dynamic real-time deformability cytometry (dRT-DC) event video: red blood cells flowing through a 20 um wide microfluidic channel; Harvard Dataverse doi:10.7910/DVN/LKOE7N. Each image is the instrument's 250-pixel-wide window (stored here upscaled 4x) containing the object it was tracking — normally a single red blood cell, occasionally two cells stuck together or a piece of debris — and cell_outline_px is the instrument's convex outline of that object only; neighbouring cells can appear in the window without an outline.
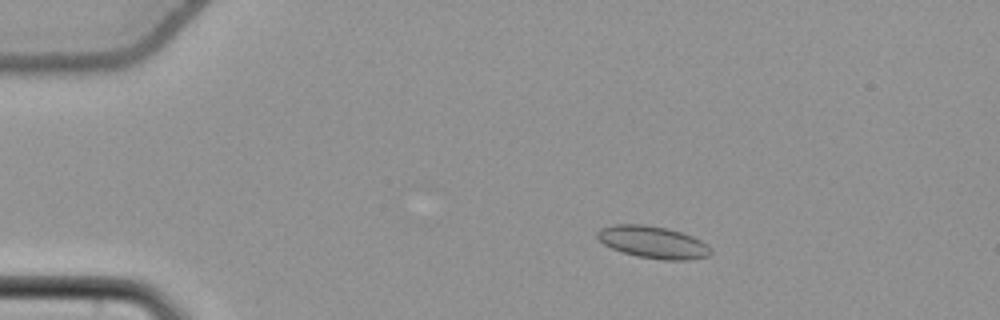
{"species": "common noctule bat (a hibernating species)", "species_latin": "Nyctalus noctula", "temperature_condition": "cold", "stored_images_in_passage": 46, "camera_frame_rate_fps": 3000, "um_per_image_px": 0.085, "animal": {"sex": "female", "body_mass_g": 22.7, "forearm_length_mm": 54.2}, "frame": {"image": 1, "passage_image": 1, "time_ms": 0.0, "image_size_px": [1000, 320], "cell_outline_px": [[712, 252], [708, 256], [688, 260], [664, 260], [636, 256], [612, 248], [604, 244], [596, 236], [596, 232], [600, 228], [612, 224], [644, 224], [668, 228], [692, 236], [708, 244], [712, 248]], "centroid_in_image_um": [55.51, 20.58], "position_along_channel_um": 29.5, "area_um2": 21.39}}
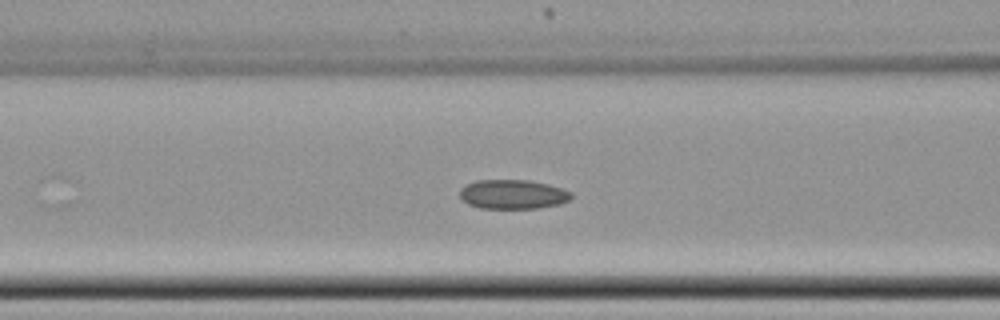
{"frame": {"image": 2, "passage_image": 14, "time_ms": 4.333, "image_size_px": [1000, 320], "cell_outline_px": [[572, 196], [568, 200], [560, 204], [536, 208], [480, 208], [468, 204], [460, 196], [460, 188], [464, 184], [476, 180], [528, 180], [548, 184], [572, 192]], "centroid_in_image_um": [43.56, 16.51], "position_along_channel_um": 123.0, "area_um2": 19.02}}
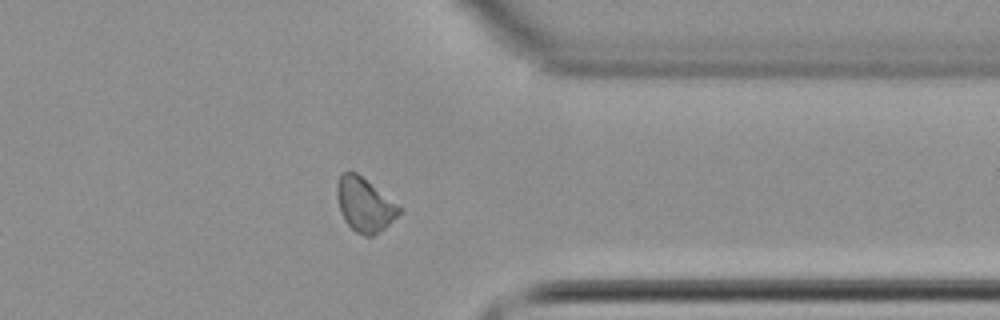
{"frame": {"image": 3, "passage_image": 35, "time_ms": 11.333, "image_size_px": [1000, 320], "cell_outline_px": [[404, 208], [384, 228], [372, 236], [364, 236], [356, 232], [344, 220], [340, 212], [336, 196], [336, 180], [340, 172], [356, 172]], "centroid_in_image_um": [30.96, 17.37], "position_along_channel_um": 380.4, "area_um2": 19.65}, "authors_computed_cell_mechanics": {"area_um2": 19.3919, "velocity_mm_per_s": 3.7633, "shape_relaxation_time_tau1_ms": null, "shape_relaxation_time_tau2_ms": 6.8722, "deformation_change_tau1": null, "deformation_change_tau2": 0.1087}}